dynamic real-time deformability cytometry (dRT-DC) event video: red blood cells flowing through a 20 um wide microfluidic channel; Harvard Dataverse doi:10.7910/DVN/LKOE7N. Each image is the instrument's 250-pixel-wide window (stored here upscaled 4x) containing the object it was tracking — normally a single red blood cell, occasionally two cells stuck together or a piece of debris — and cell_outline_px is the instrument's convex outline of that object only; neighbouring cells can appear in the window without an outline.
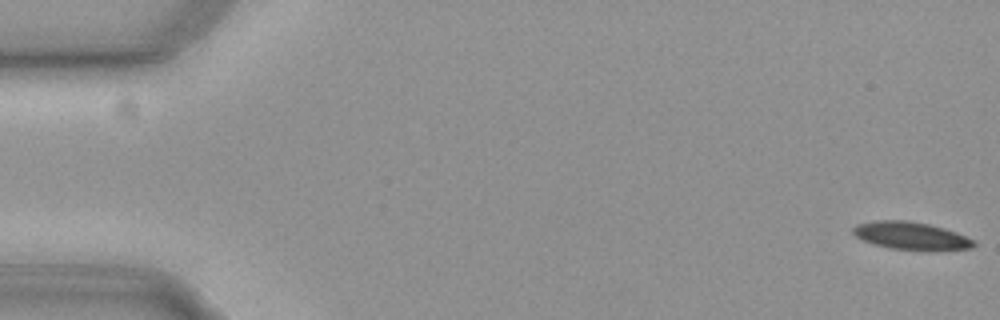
{"species": "common noctule bat (a hibernating species)", "species_latin": "Nyctalus noctula", "temperature_condition": "cold", "stored_images_in_passage": 56, "camera_frame_rate_fps": 3000, "um_per_image_px": 0.085, "animal": {"sex": "female", "body_mass_g": 19.3, "forearm_length_mm": 54.1}, "frame": {"image": 1, "passage_image": 1, "time_ms": 0.0, "image_size_px": [1000, 320], "cell_outline_px": [[976, 244], [972, 248], [932, 252], [928, 252], [888, 248], [872, 244], [856, 236], [852, 232], [852, 228], [856, 224], [876, 220], [908, 220], [928, 224], [944, 228], [956, 232], [976, 240]], "centroid_in_image_um": [77.48, 20.07], "position_along_channel_um": 7.5, "area_um2": 20.11}}
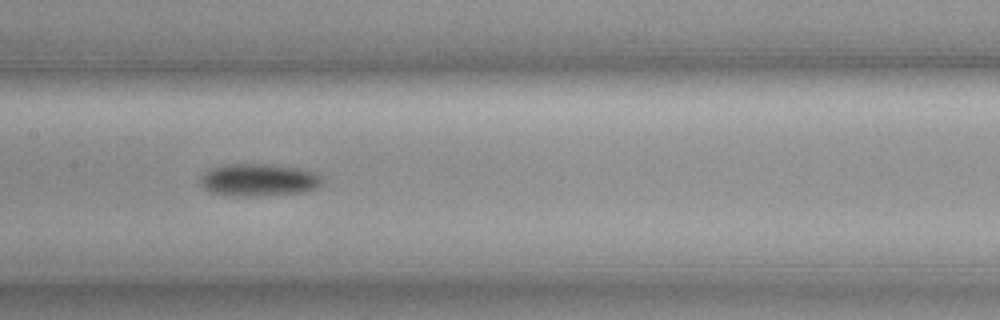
{"frame": {"image": 2, "passage_image": 28, "time_ms": 9.0, "image_size_px": [1000, 320], "cell_outline_px": [[320, 184], [316, 188], [300, 192], [252, 196], [236, 196], [208, 192], [200, 184], [200, 176], [208, 168], [224, 164], [264, 164], [300, 168], [312, 172], [320, 176]], "centroid_in_image_um": [21.88, 15.28], "position_along_channel_um": 185.5, "area_um2": 22.89}}
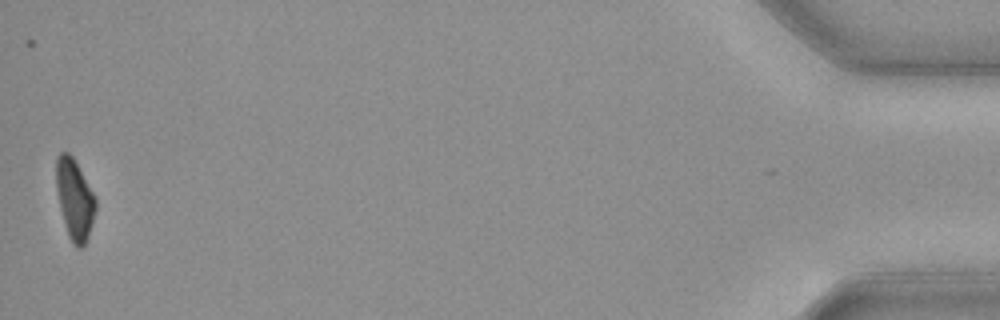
{"frame": {"image": 3, "passage_image": 56, "time_ms": 18.333, "image_size_px": [1000, 320], "cell_outline_px": [[96, 208], [92, 224], [88, 236], [84, 244], [80, 248], [76, 248], [72, 244], [68, 236], [60, 208], [56, 188], [56, 156], [60, 152], [68, 152], [72, 156], [96, 196]], "centroid_in_image_um": [6.34, 16.93], "position_along_channel_um": 428.9, "area_um2": 18.5}, "authors_computed_cell_mechanics": {"area_um2": 20.8658, "velocity_mm_per_s": 3.6964, "shape_relaxation_time_tau1_ms": 3.6213, "shape_relaxation_time_tau2_ms": null, "deformation_change_tau1": 0.0962, "deformation_change_tau2": null}}